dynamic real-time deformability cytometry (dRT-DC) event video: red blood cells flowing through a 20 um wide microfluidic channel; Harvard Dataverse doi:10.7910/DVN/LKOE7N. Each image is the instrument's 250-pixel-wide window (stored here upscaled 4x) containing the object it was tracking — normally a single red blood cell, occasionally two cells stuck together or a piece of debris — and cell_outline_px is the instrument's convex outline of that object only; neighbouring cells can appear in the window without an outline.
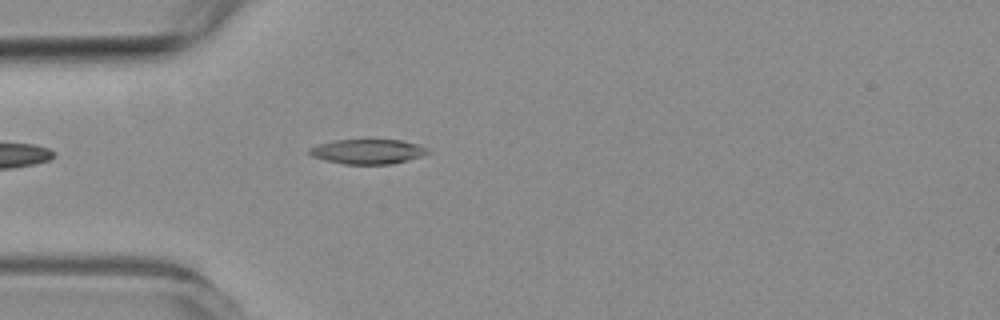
{"species": "common noctule bat (a hibernating species)", "species_latin": "Nyctalus noctula", "temperature_condition": "room temperature", "stored_images_in_passage": 3, "camera_frame_rate_fps": 3000, "um_per_image_px": 0.085, "animal": {"sex": "female", "body_mass_g": 19.3, "forearm_length_mm": 54.1}, "frame": {"image": 1, "passage_image": 3, "time_ms": 2.0, "image_size_px": [1000, 320], "cell_outline_px": [[432, 152], [420, 156], [392, 164], [344, 164], [312, 156], [308, 152], [308, 148], [320, 144], [336, 140], [400, 140], [416, 144], [428, 148]], "centroid_in_image_um": [31.27, 12.88], "position_along_channel_um": 53.7, "area_um2": 16.82}}